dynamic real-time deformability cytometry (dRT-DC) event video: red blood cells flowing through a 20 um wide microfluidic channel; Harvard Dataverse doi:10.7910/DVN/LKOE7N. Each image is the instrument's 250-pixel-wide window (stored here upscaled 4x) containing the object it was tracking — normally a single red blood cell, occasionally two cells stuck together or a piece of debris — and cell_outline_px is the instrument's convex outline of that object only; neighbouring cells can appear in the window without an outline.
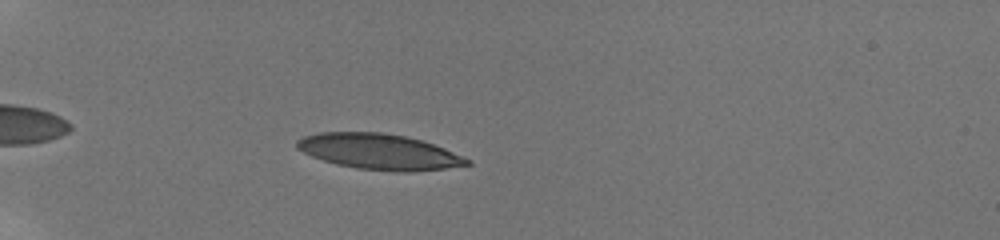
{"species": "human", "species_latin": "Homo sapiens", "temperature_condition": "room temperature", "stored_images_in_passage": 11, "camera_frame_rate_fps": 3000, "um_per_image_px": 0.085, "donor": {"sex": "male"}, "frame": {"image": 1, "passage_image": 6, "time_ms": 1.667, "image_size_px": [1000, 240], "cell_outline_px": [[472, 164], [444, 168], [412, 172], [396, 172], [356, 168], [336, 164], [312, 156], [296, 148], [296, 140], [304, 136], [320, 132], [380, 132], [404, 136], [420, 140], [444, 148], [472, 160]], "centroid_in_image_um": [32.22, 12.9], "position_along_channel_um": 52.8, "area_um2": 35.2}}
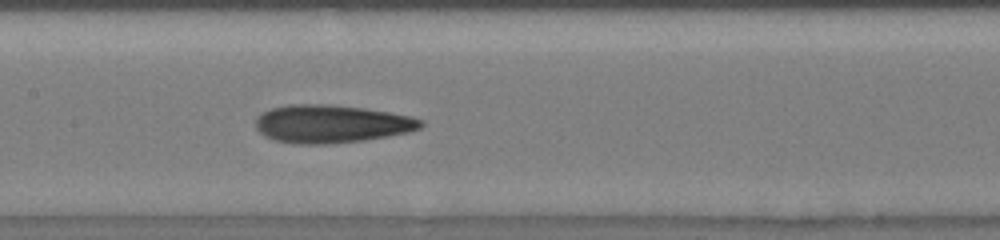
{"frame": {"image": 2, "passage_image": 11, "time_ms": 6.0, "image_size_px": [1000, 240], "cell_outline_px": [[424, 124], [420, 128], [408, 132], [388, 136], [364, 140], [332, 144], [292, 144], [276, 140], [264, 136], [256, 128], [256, 116], [272, 108], [288, 104], [328, 104], [364, 108], [412, 116], [424, 120]], "centroid_in_image_um": [28.17, 10.53], "position_along_channel_um": 179.2, "area_um2": 36.76}}